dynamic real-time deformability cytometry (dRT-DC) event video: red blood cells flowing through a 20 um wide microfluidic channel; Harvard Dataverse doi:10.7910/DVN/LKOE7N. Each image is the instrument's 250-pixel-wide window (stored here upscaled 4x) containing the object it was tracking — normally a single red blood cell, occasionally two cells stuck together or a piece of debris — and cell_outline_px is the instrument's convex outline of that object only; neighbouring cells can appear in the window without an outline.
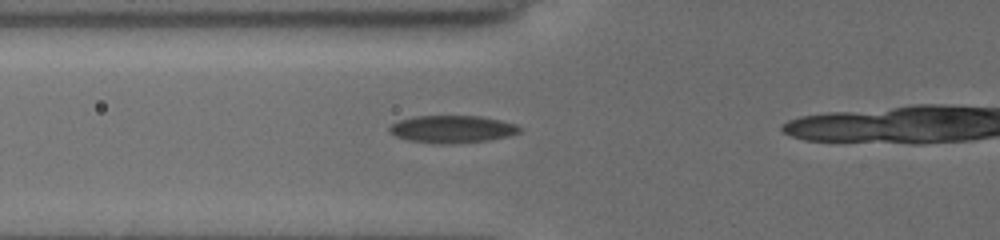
{"species": "common noctule bat (a hibernating species)", "species_latin": "Nyctalus noctula", "temperature_condition": "cold", "stored_images_in_passage": 13, "camera_frame_rate_fps": 3000, "um_per_image_px": 0.085, "animal": {"sex": "female", "body_mass_g": 19.5, "forearm_length_mm": 54.1}, "frame": {"image": 1, "passage_image": 8, "time_ms": 2.333, "image_size_px": [1000, 240], "cell_outline_px": [[520, 132], [508, 136], [488, 140], [448, 144], [440, 144], [408, 140], [396, 136], [388, 128], [392, 124], [400, 120], [412, 116], [480, 116], [500, 120], [516, 124], [520, 128]], "centroid_in_image_um": [38.44, 10.97], "position_along_channel_um": 87.4, "area_um2": 20.63}}
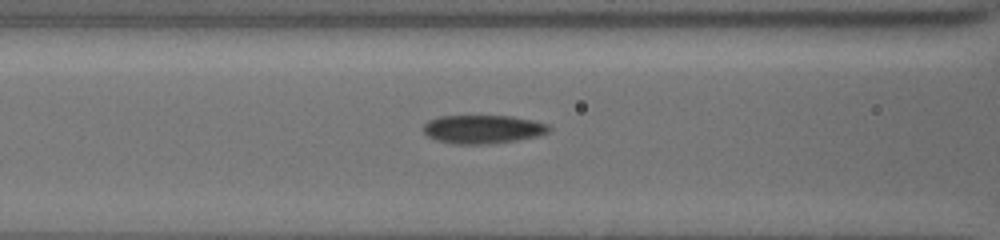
{"frame": {"image": 2, "passage_image": 11, "time_ms": 3.333, "image_size_px": [1000, 240], "cell_outline_px": [[552, 128], [548, 132], [536, 136], [516, 140], [484, 144], [452, 144], [436, 140], [428, 136], [424, 132], [424, 124], [428, 120], [440, 116], [512, 116], [532, 120], [548, 124]], "centroid_in_image_um": [41.03, 10.98], "position_along_channel_um": 125.6, "area_um2": 20.81}}